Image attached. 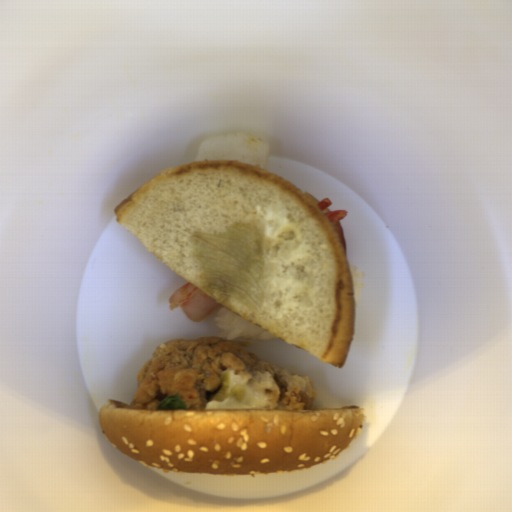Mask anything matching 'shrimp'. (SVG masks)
I'll return each mask as SVG.
<instances>
[{"instance_id": "a79e029a", "label": "shrimp", "mask_w": 512, "mask_h": 512, "mask_svg": "<svg viewBox=\"0 0 512 512\" xmlns=\"http://www.w3.org/2000/svg\"><path fill=\"white\" fill-rule=\"evenodd\" d=\"M222 304L190 281L179 287L169 299V311L182 308L184 314L200 323Z\"/></svg>"}, {"instance_id": "fd3e3c34", "label": "shrimp", "mask_w": 512, "mask_h": 512, "mask_svg": "<svg viewBox=\"0 0 512 512\" xmlns=\"http://www.w3.org/2000/svg\"><path fill=\"white\" fill-rule=\"evenodd\" d=\"M349 211L347 210H338V211H328L326 213H323L324 218L327 219L329 222L336 223L347 216Z\"/></svg>"}, {"instance_id": "a1d657b0", "label": "shrimp", "mask_w": 512, "mask_h": 512, "mask_svg": "<svg viewBox=\"0 0 512 512\" xmlns=\"http://www.w3.org/2000/svg\"><path fill=\"white\" fill-rule=\"evenodd\" d=\"M333 203L331 201L330 198H324L323 200L317 202V206L318 208H321V209H328L329 206H331Z\"/></svg>"}]
</instances>
